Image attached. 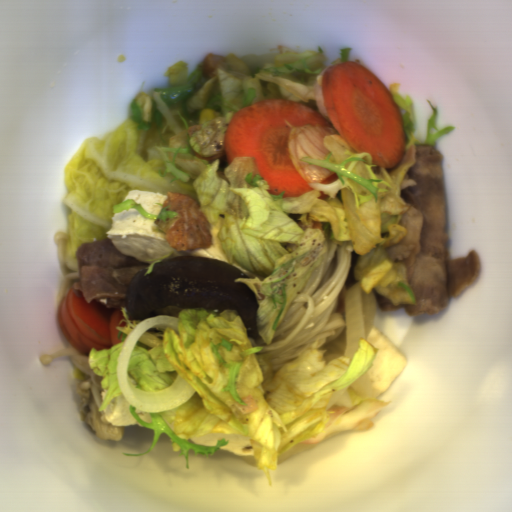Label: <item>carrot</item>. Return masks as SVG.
<instances>
[{"mask_svg":"<svg viewBox=\"0 0 512 512\" xmlns=\"http://www.w3.org/2000/svg\"><path fill=\"white\" fill-rule=\"evenodd\" d=\"M323 107L331 125L356 152L390 169L403 158L407 138L399 106L386 85L355 61L325 69L321 77Z\"/></svg>","mask_w":512,"mask_h":512,"instance_id":"b8716197","label":"carrot"},{"mask_svg":"<svg viewBox=\"0 0 512 512\" xmlns=\"http://www.w3.org/2000/svg\"><path fill=\"white\" fill-rule=\"evenodd\" d=\"M301 125L333 128L318 110L287 99H266L234 112L224 131L228 165L236 157H254L269 194L285 192V198L310 192L313 189L296 169L288 143L290 131Z\"/></svg>","mask_w":512,"mask_h":512,"instance_id":"cead05ca","label":"carrot"},{"mask_svg":"<svg viewBox=\"0 0 512 512\" xmlns=\"http://www.w3.org/2000/svg\"><path fill=\"white\" fill-rule=\"evenodd\" d=\"M124 316L116 307L108 308L96 300L88 302L72 288L62 297L56 312L62 334L74 349L86 355L93 347L107 350L120 341L117 327Z\"/></svg>","mask_w":512,"mask_h":512,"instance_id":"1c9b5961","label":"carrot"},{"mask_svg":"<svg viewBox=\"0 0 512 512\" xmlns=\"http://www.w3.org/2000/svg\"><path fill=\"white\" fill-rule=\"evenodd\" d=\"M338 179H339V176L335 173V174H332L329 177L323 179L320 183H324V184L331 183V182H335Z\"/></svg>","mask_w":512,"mask_h":512,"instance_id":"07d2c1c8","label":"carrot"}]
</instances>
